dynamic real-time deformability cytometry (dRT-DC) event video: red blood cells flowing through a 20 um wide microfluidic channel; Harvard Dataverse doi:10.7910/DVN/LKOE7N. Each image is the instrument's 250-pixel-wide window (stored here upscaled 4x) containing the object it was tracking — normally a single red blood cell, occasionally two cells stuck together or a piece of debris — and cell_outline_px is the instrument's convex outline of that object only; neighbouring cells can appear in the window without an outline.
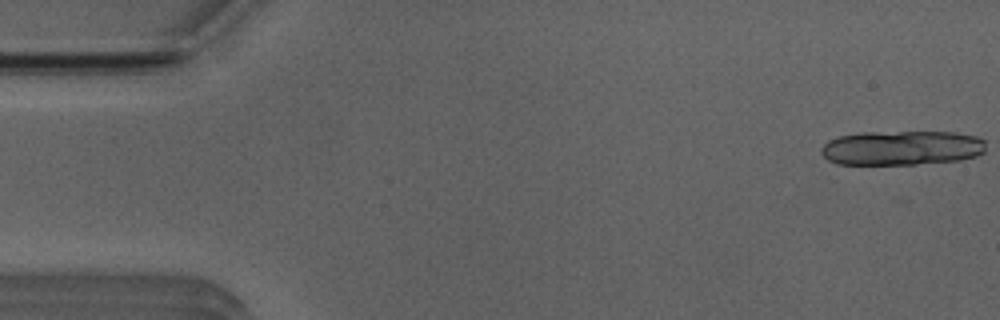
{"species": "Egyptian fruit bat (a non-hibernating species)", "species_latin": "Rousettus aegyptiacus", "temperature_condition": "room temperature", "stored_images_in_passage": 8, "camera_frame_rate_fps": 3000, "um_per_image_px": 0.085, "animal": {"sex": "male"}, "frame": {"image": 1, "passage_image": 1, "time_ms": 0.0, "image_size_px": [1000, 320], "cell_outline_px": [[984, 152], [976, 156], [960, 160], [916, 164], [836, 164], [828, 160], [820, 152], [820, 148], [828, 140], [840, 136], [860, 132], [956, 132], [976, 136], [984, 140]], "centroid_in_image_um": [76.63, 12.57], "position_along_channel_um": 8.4, "area_um2": 33.29}}